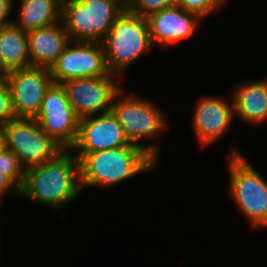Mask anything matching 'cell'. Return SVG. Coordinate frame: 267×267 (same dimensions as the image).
Masks as SVG:
<instances>
[{"label":"cell","instance_id":"7a4b0ae2","mask_svg":"<svg viewBox=\"0 0 267 267\" xmlns=\"http://www.w3.org/2000/svg\"><path fill=\"white\" fill-rule=\"evenodd\" d=\"M74 154L80 161L81 189L84 186L112 187L159 165L146 151L134 144Z\"/></svg>","mask_w":267,"mask_h":267},{"label":"cell","instance_id":"52a82bcc","mask_svg":"<svg viewBox=\"0 0 267 267\" xmlns=\"http://www.w3.org/2000/svg\"><path fill=\"white\" fill-rule=\"evenodd\" d=\"M6 148L26 170L53 159L63 148L49 137L34 118H14L5 125Z\"/></svg>","mask_w":267,"mask_h":267},{"label":"cell","instance_id":"d6986e66","mask_svg":"<svg viewBox=\"0 0 267 267\" xmlns=\"http://www.w3.org/2000/svg\"><path fill=\"white\" fill-rule=\"evenodd\" d=\"M7 175L20 189L24 182L25 169L18 157L9 149L0 150V175Z\"/></svg>","mask_w":267,"mask_h":267},{"label":"cell","instance_id":"8fae6325","mask_svg":"<svg viewBox=\"0 0 267 267\" xmlns=\"http://www.w3.org/2000/svg\"><path fill=\"white\" fill-rule=\"evenodd\" d=\"M5 81L10 89L16 118H35L46 90L53 83L49 69L31 66L11 70Z\"/></svg>","mask_w":267,"mask_h":267},{"label":"cell","instance_id":"7c38bea8","mask_svg":"<svg viewBox=\"0 0 267 267\" xmlns=\"http://www.w3.org/2000/svg\"><path fill=\"white\" fill-rule=\"evenodd\" d=\"M130 144L116 116L109 111L79 119L77 140L71 149L81 148L76 153H93Z\"/></svg>","mask_w":267,"mask_h":267},{"label":"cell","instance_id":"4fadbf2b","mask_svg":"<svg viewBox=\"0 0 267 267\" xmlns=\"http://www.w3.org/2000/svg\"><path fill=\"white\" fill-rule=\"evenodd\" d=\"M227 101L217 96H205L198 100L193 113L192 125L201 147L213 144L231 127L236 115L233 99L229 101H232L231 104Z\"/></svg>","mask_w":267,"mask_h":267},{"label":"cell","instance_id":"484cf974","mask_svg":"<svg viewBox=\"0 0 267 267\" xmlns=\"http://www.w3.org/2000/svg\"><path fill=\"white\" fill-rule=\"evenodd\" d=\"M6 148V141H5V124H0V150Z\"/></svg>","mask_w":267,"mask_h":267},{"label":"cell","instance_id":"277c9868","mask_svg":"<svg viewBox=\"0 0 267 267\" xmlns=\"http://www.w3.org/2000/svg\"><path fill=\"white\" fill-rule=\"evenodd\" d=\"M101 44L109 71L117 76L124 74L153 45L147 18L126 8L114 20Z\"/></svg>","mask_w":267,"mask_h":267},{"label":"cell","instance_id":"3957f363","mask_svg":"<svg viewBox=\"0 0 267 267\" xmlns=\"http://www.w3.org/2000/svg\"><path fill=\"white\" fill-rule=\"evenodd\" d=\"M123 90L115 96L111 111L130 143L142 148L158 163L160 147L156 143L142 144L139 141L155 140L168 129L165 113L152 101L134 94H124Z\"/></svg>","mask_w":267,"mask_h":267},{"label":"cell","instance_id":"ac0fdd59","mask_svg":"<svg viewBox=\"0 0 267 267\" xmlns=\"http://www.w3.org/2000/svg\"><path fill=\"white\" fill-rule=\"evenodd\" d=\"M0 55L10 70L30 67L27 32L13 22L1 27Z\"/></svg>","mask_w":267,"mask_h":267},{"label":"cell","instance_id":"6da1fadb","mask_svg":"<svg viewBox=\"0 0 267 267\" xmlns=\"http://www.w3.org/2000/svg\"><path fill=\"white\" fill-rule=\"evenodd\" d=\"M72 150L63 149L48 162L26 169L20 195L58 210L76 199L82 191L80 161Z\"/></svg>","mask_w":267,"mask_h":267},{"label":"cell","instance_id":"2e32d148","mask_svg":"<svg viewBox=\"0 0 267 267\" xmlns=\"http://www.w3.org/2000/svg\"><path fill=\"white\" fill-rule=\"evenodd\" d=\"M234 114L246 123L267 120V79L239 83L233 93Z\"/></svg>","mask_w":267,"mask_h":267},{"label":"cell","instance_id":"83f0119b","mask_svg":"<svg viewBox=\"0 0 267 267\" xmlns=\"http://www.w3.org/2000/svg\"><path fill=\"white\" fill-rule=\"evenodd\" d=\"M125 4H127L130 0H122Z\"/></svg>","mask_w":267,"mask_h":267},{"label":"cell","instance_id":"9a60e30c","mask_svg":"<svg viewBox=\"0 0 267 267\" xmlns=\"http://www.w3.org/2000/svg\"><path fill=\"white\" fill-rule=\"evenodd\" d=\"M31 67L50 69L70 42L62 21L27 32Z\"/></svg>","mask_w":267,"mask_h":267},{"label":"cell","instance_id":"cb8c5ba5","mask_svg":"<svg viewBox=\"0 0 267 267\" xmlns=\"http://www.w3.org/2000/svg\"><path fill=\"white\" fill-rule=\"evenodd\" d=\"M13 0H0V28L6 26L13 22V20L8 19V15L13 9Z\"/></svg>","mask_w":267,"mask_h":267},{"label":"cell","instance_id":"5b68a950","mask_svg":"<svg viewBox=\"0 0 267 267\" xmlns=\"http://www.w3.org/2000/svg\"><path fill=\"white\" fill-rule=\"evenodd\" d=\"M125 9L122 0H78L62 6L61 21L70 41L102 43Z\"/></svg>","mask_w":267,"mask_h":267},{"label":"cell","instance_id":"5bb4252c","mask_svg":"<svg viewBox=\"0 0 267 267\" xmlns=\"http://www.w3.org/2000/svg\"><path fill=\"white\" fill-rule=\"evenodd\" d=\"M198 14L174 5L147 17L153 44L166 47L193 35L199 21Z\"/></svg>","mask_w":267,"mask_h":267},{"label":"cell","instance_id":"ba28073f","mask_svg":"<svg viewBox=\"0 0 267 267\" xmlns=\"http://www.w3.org/2000/svg\"><path fill=\"white\" fill-rule=\"evenodd\" d=\"M49 70L57 84L79 78L117 76L107 67L103 45L94 42L70 41Z\"/></svg>","mask_w":267,"mask_h":267},{"label":"cell","instance_id":"d4e9b609","mask_svg":"<svg viewBox=\"0 0 267 267\" xmlns=\"http://www.w3.org/2000/svg\"><path fill=\"white\" fill-rule=\"evenodd\" d=\"M10 71L11 70L5 65L3 58L0 55V81L6 80Z\"/></svg>","mask_w":267,"mask_h":267},{"label":"cell","instance_id":"4316f807","mask_svg":"<svg viewBox=\"0 0 267 267\" xmlns=\"http://www.w3.org/2000/svg\"><path fill=\"white\" fill-rule=\"evenodd\" d=\"M73 1H78V0H59V3H60L61 6H63L65 4H67L69 2H73Z\"/></svg>","mask_w":267,"mask_h":267},{"label":"cell","instance_id":"30bf717a","mask_svg":"<svg viewBox=\"0 0 267 267\" xmlns=\"http://www.w3.org/2000/svg\"><path fill=\"white\" fill-rule=\"evenodd\" d=\"M115 76L68 80L63 86L68 102L79 119L111 111L115 96L123 89Z\"/></svg>","mask_w":267,"mask_h":267},{"label":"cell","instance_id":"44dd1931","mask_svg":"<svg viewBox=\"0 0 267 267\" xmlns=\"http://www.w3.org/2000/svg\"><path fill=\"white\" fill-rule=\"evenodd\" d=\"M225 1L226 0H176V5L204 18L221 8V6L226 3Z\"/></svg>","mask_w":267,"mask_h":267},{"label":"cell","instance_id":"9c48e42d","mask_svg":"<svg viewBox=\"0 0 267 267\" xmlns=\"http://www.w3.org/2000/svg\"><path fill=\"white\" fill-rule=\"evenodd\" d=\"M34 119L63 149H71L75 144L79 118L70 106L61 84L52 83L46 90L41 109Z\"/></svg>","mask_w":267,"mask_h":267},{"label":"cell","instance_id":"7402d4cb","mask_svg":"<svg viewBox=\"0 0 267 267\" xmlns=\"http://www.w3.org/2000/svg\"><path fill=\"white\" fill-rule=\"evenodd\" d=\"M16 118L12 108L10 89L7 82L0 81V124H7Z\"/></svg>","mask_w":267,"mask_h":267},{"label":"cell","instance_id":"e0dca14e","mask_svg":"<svg viewBox=\"0 0 267 267\" xmlns=\"http://www.w3.org/2000/svg\"><path fill=\"white\" fill-rule=\"evenodd\" d=\"M19 14L13 23L25 32L46 28L61 21L59 0H20Z\"/></svg>","mask_w":267,"mask_h":267},{"label":"cell","instance_id":"603a6c76","mask_svg":"<svg viewBox=\"0 0 267 267\" xmlns=\"http://www.w3.org/2000/svg\"><path fill=\"white\" fill-rule=\"evenodd\" d=\"M10 192L20 195V188L7 175H0V199Z\"/></svg>","mask_w":267,"mask_h":267},{"label":"cell","instance_id":"ffe728a7","mask_svg":"<svg viewBox=\"0 0 267 267\" xmlns=\"http://www.w3.org/2000/svg\"><path fill=\"white\" fill-rule=\"evenodd\" d=\"M176 5V0H130L126 8L133 14L149 17L164 8Z\"/></svg>","mask_w":267,"mask_h":267},{"label":"cell","instance_id":"8992f818","mask_svg":"<svg viewBox=\"0 0 267 267\" xmlns=\"http://www.w3.org/2000/svg\"><path fill=\"white\" fill-rule=\"evenodd\" d=\"M229 154V193L254 228L267 227V181L233 145Z\"/></svg>","mask_w":267,"mask_h":267}]
</instances>
